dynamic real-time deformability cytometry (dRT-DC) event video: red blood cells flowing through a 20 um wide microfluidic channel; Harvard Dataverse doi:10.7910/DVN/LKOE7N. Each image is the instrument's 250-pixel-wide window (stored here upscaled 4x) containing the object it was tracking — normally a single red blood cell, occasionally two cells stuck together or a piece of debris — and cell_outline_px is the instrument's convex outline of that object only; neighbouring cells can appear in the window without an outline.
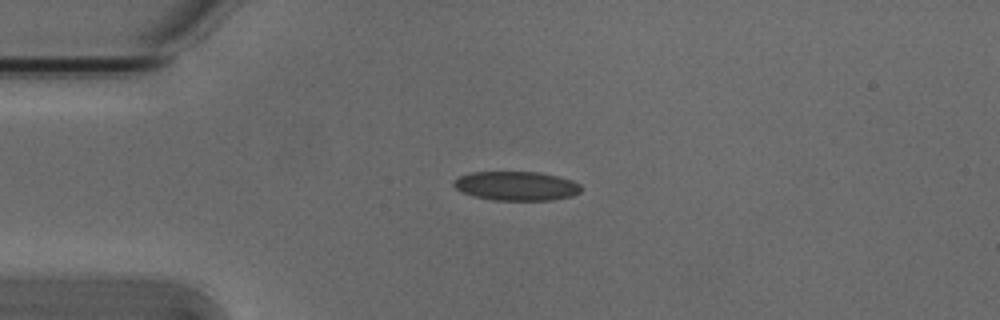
{"species": "Egyptian fruit bat (a non-hibernating species)", "species_latin": "Rousettus aegyptiacus", "temperature_condition": "cold", "stored_images_in_passage": 42, "camera_frame_rate_fps": 3000, "um_per_image_px": 0.085, "animal": {"sex": "male"}, "frame": {"image": 1, "passage_image": 1, "time_ms": 0.0, "image_size_px": [1000, 320], "cell_outline_px": [[580, 192], [572, 196], [552, 200], [492, 200], [472, 196], [460, 192], [452, 184], [452, 180], [460, 176], [472, 172], [540, 172], [572, 180], [580, 184]], "centroid_in_image_um": [43.85, 15.81], "position_along_channel_um": 41.2, "area_um2": 21.73}}
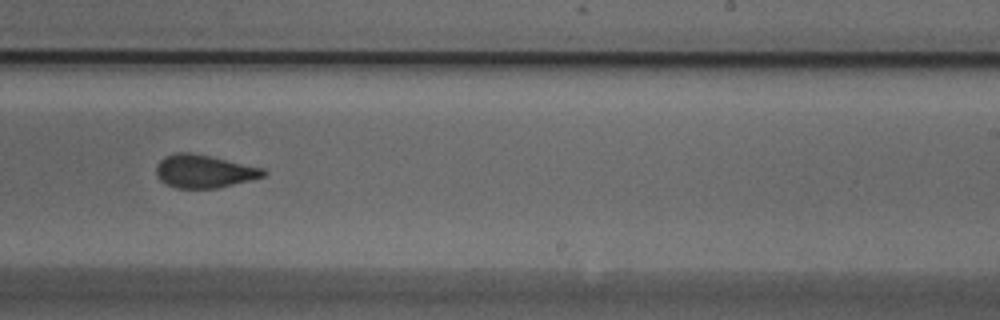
{"frame": {"image": 2, "passage_image": 21, "time_ms": 6.667, "image_size_px": [1000, 320], "cell_outline_px": [[268, 172], [264, 176], [216, 188], [176, 188], [160, 180], [156, 176], [156, 164], [164, 156], [176, 152], [188, 152], [208, 156], [264, 168]], "centroid_in_image_um": [17.3, 14.55], "position_along_channel_um": 271.7, "area_um2": 20.4}}
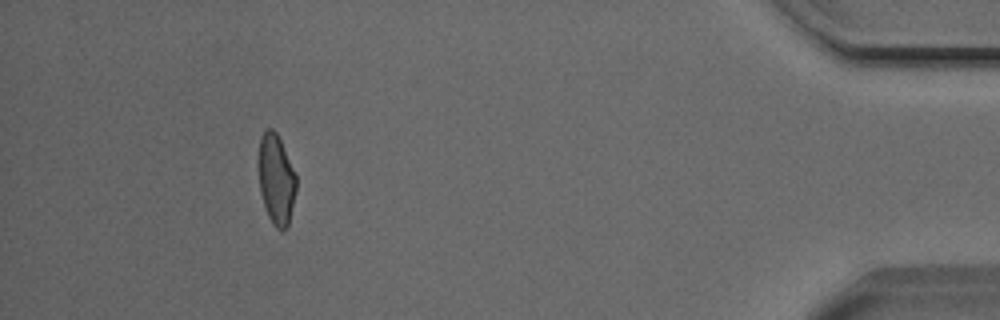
{"frame": {"image": 3, "passage_image": 37, "time_ms": 12.0, "image_size_px": [1000, 320], "cell_outline_px": [[296, 192], [288, 228], [284, 232], [276, 228], [272, 224], [268, 216], [260, 192], [256, 160], [260, 136], [264, 128], [272, 128], [276, 132], [280, 140], [296, 176]], "centroid_in_image_um": [23.44, 15.24], "position_along_channel_um": 411.8, "area_um2": 20.4}, "authors_computed_cell_mechanics": {"area_um2": 20.8658, "velocity_mm_per_s": 3.8232, "shape_relaxation_time_tau1_ms": 6.531, "shape_relaxation_time_tau2_ms": 1.7852, "deformation_change_tau1": 0.1537, "deformation_change_tau2": 0.0828}}